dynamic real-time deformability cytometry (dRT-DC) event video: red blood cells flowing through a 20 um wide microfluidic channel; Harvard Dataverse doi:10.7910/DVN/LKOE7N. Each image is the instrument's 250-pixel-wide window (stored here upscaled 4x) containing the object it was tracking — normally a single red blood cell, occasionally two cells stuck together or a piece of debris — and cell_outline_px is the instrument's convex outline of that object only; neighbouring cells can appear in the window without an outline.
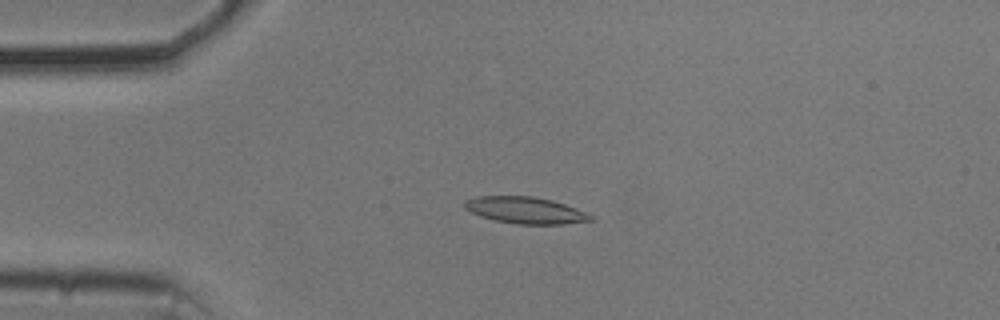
{"species": "common noctule bat (a hibernating species)", "species_latin": "Nyctalus noctula", "temperature_condition": "cold", "stored_images_in_passage": 45, "camera_frame_rate_fps": 3000, "um_per_image_px": 0.085, "animal": {"sex": "male", "body_mass_g": 20.5, "forearm_length_mm": 52.5}, "frame": {"image": 1, "passage_image": 3, "time_ms": 0.667, "image_size_px": [1000, 320], "cell_outline_px": [[596, 220], [564, 224], [516, 224], [496, 220], [480, 216], [464, 208], [464, 200], [476, 196], [532, 196], [552, 200], [576, 208], [596, 216]], "centroid_in_image_um": [44.7, 17.87], "position_along_channel_um": 40.3, "area_um2": 19.71}}
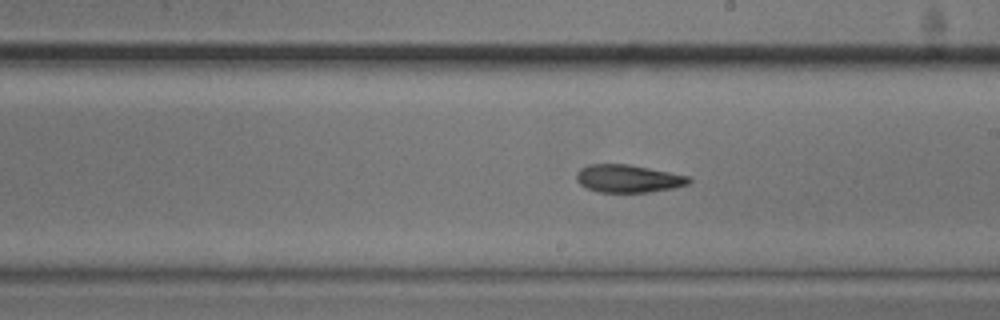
{"frame": {"image": 2, "passage_image": 21, "time_ms": 6.667, "image_size_px": [1000, 320], "cell_outline_px": [[692, 180], [688, 184], [672, 188], [648, 192], [600, 192], [584, 188], [576, 180], [576, 172], [580, 168], [588, 164], [628, 164], [688, 176]], "centroid_in_image_um": [53.33, 15.18], "position_along_channel_um": 235.7, "area_um2": 18.15}}
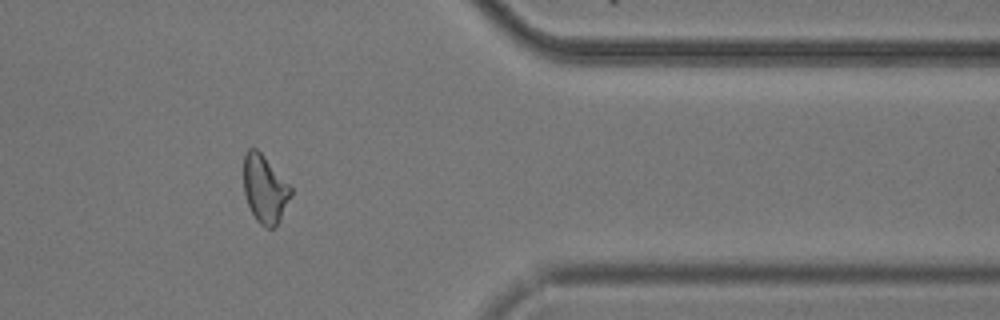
{"frame": {"image": 3, "passage_image": 35, "time_ms": 11.333, "image_size_px": [1000, 320], "cell_outline_px": [[292, 196], [280, 220], [272, 228], [268, 228], [260, 224], [256, 220], [248, 204], [244, 192], [244, 156], [248, 148], [256, 148], [264, 156], [292, 188]], "centroid_in_image_um": [22.51, 16.07], "position_along_channel_um": 388.9, "area_um2": 18.5}, "authors_computed_cell_mechanics": {"area_um2": 18.8428, "velocity_mm_per_s": 3.68, "shape_relaxation_time_tau1_ms": null, "shape_relaxation_time_tau2_ms": 5.5813, "deformation_change_tau1": null, "deformation_change_tau2": 0.1388}}